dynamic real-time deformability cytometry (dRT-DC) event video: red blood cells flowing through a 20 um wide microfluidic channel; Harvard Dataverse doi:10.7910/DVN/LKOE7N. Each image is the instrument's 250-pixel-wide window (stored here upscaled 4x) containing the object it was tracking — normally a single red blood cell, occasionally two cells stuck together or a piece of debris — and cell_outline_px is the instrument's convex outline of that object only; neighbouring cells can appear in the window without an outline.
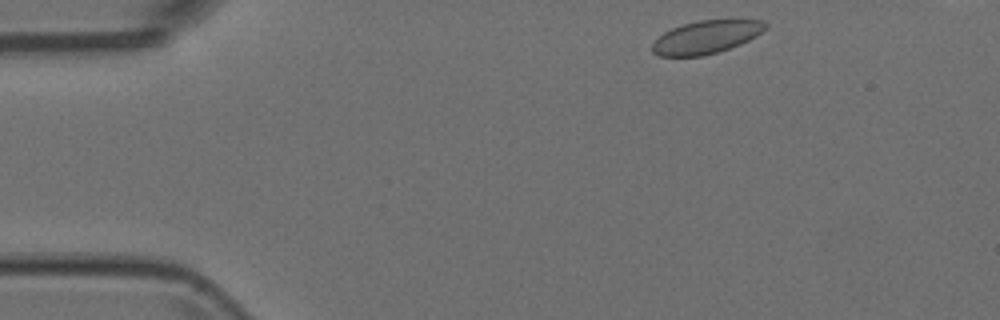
{"species": "Egyptian fruit bat (a non-hibernating species)", "species_latin": "Rousettus aegyptiacus", "temperature_condition": "room temperature", "stored_images_in_passage": 45, "camera_frame_rate_fps": 3000, "um_per_image_px": 0.085, "animal": {"sex": "female"}, "frame": {"image": 1, "passage_image": 2, "time_ms": 0.333, "image_size_px": [1000, 320], "cell_outline_px": [[768, 28], [756, 36], [740, 44], [716, 52], [700, 56], [660, 56], [652, 52], [652, 40], [664, 32], [672, 28], [696, 20], [764, 20], [768, 24]], "centroid_in_image_um": [60.01, 3.14], "position_along_channel_um": 25.0, "area_um2": 21.79}}
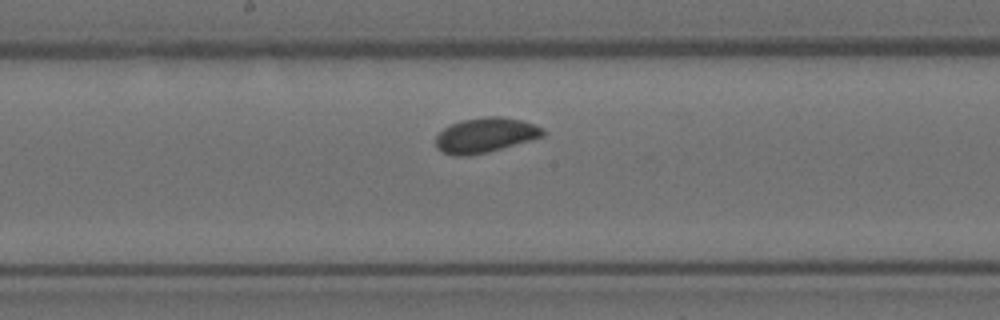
{"frame": {"image": 2, "passage_image": 22, "time_ms": 7.0, "image_size_px": [1000, 320], "cell_outline_px": [[548, 132], [544, 136], [532, 140], [488, 152], [468, 156], [452, 156], [436, 148], [436, 136], [444, 128], [460, 120], [484, 116], [500, 116], [520, 120], [544, 128]], "centroid_in_image_um": [41.27, 11.49], "position_along_channel_um": 206.9, "area_um2": 21.96}}
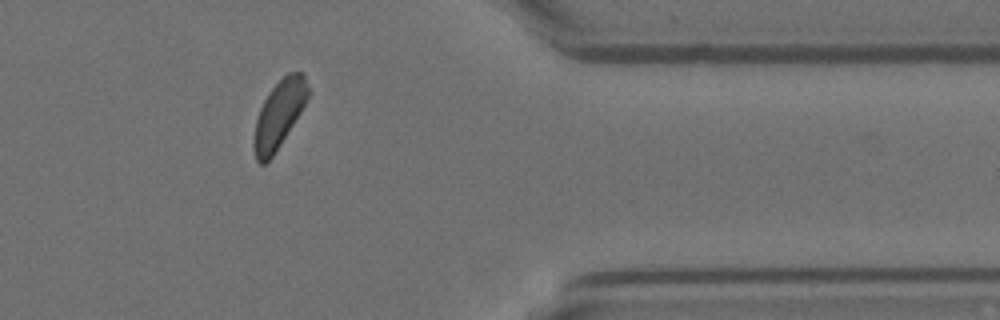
{"frame": {"image": 3, "passage_image": 38, "time_ms": 12.333, "image_size_px": [1000, 320], "cell_outline_px": [[308, 96], [300, 112], [280, 144], [272, 156], [264, 164], [260, 164], [256, 160], [252, 144], [252, 140], [256, 120], [260, 108], [268, 92], [288, 72], [300, 72], [304, 76], [308, 84]], "centroid_in_image_um": [23.68, 9.73], "position_along_channel_um": 387.7, "area_um2": 20.87}}